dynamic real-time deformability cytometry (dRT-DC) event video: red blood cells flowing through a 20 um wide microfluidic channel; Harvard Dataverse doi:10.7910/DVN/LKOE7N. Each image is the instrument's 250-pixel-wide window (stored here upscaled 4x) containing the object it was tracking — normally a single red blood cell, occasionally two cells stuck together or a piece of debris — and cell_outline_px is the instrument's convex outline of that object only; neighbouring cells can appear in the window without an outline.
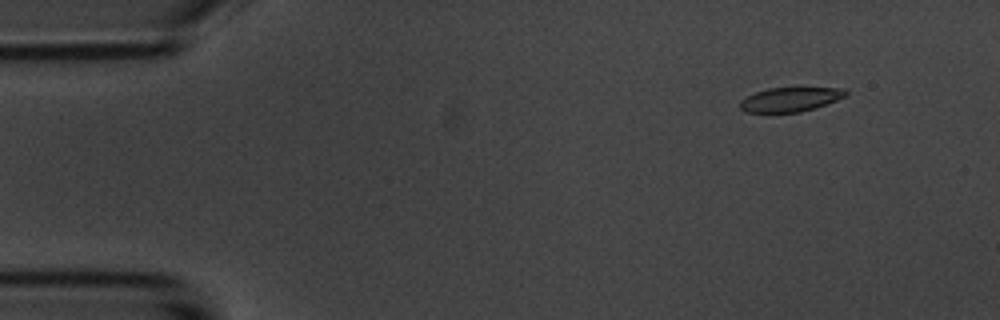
{"species": "common noctule bat (a hibernating species)", "species_latin": "Nyctalus noctula", "temperature_condition": "room temperature", "stored_images_in_passage": 5, "camera_frame_rate_fps": 3000, "um_per_image_px": 0.085, "animal": {"sex": "male", "body_mass_g": 20.1, "forearm_length_mm": 53.5}, "frame": {"image": 1, "passage_image": 2, "time_ms": 1.0, "image_size_px": [1000, 320], "cell_outline_px": [[848, 92], [844, 96], [836, 100], [816, 108], [800, 112], [744, 112], [740, 108], [740, 100], [756, 92], [768, 88], [844, 88]], "centroid_in_image_um": [67.16, 8.45], "position_along_channel_um": 17.8, "area_um2": 14.8}}
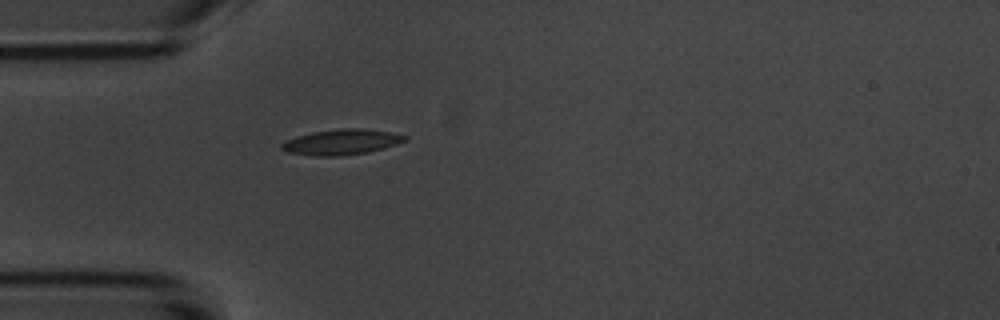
{"frame": {"image": 2, "passage_image": 5, "time_ms": 4.333, "image_size_px": [1000, 320], "cell_outline_px": [[408, 140], [384, 148], [368, 152], [340, 156], [316, 156], [288, 152], [280, 148], [280, 144], [296, 136], [312, 132], [340, 128], [360, 128], [388, 132], [408, 136]], "centroid_in_image_um": [29.03, 12.07], "position_along_channel_um": 56.0, "area_um2": 18.21}}